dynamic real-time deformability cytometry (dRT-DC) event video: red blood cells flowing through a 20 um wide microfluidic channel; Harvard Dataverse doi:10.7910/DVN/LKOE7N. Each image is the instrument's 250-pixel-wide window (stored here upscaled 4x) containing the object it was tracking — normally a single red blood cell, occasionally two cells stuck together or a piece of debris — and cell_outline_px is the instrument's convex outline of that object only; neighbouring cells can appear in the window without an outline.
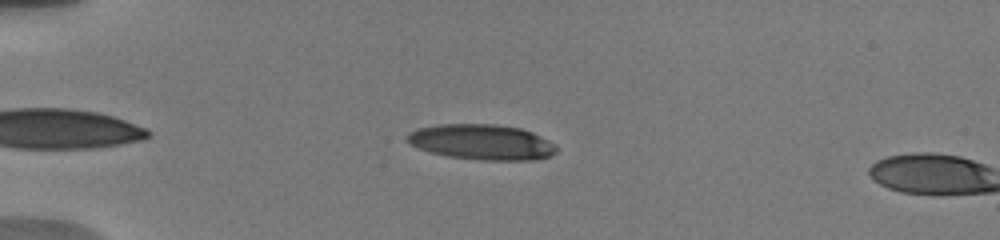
{"species": "human", "species_latin": "Homo sapiens", "temperature_condition": "warm", "stored_images_in_passage": 7, "camera_frame_rate_fps": 3000, "um_per_image_px": 0.085, "donor": {"sex": "male"}, "frame": {"image": 1, "passage_image": 5, "time_ms": 1.333, "image_size_px": [1000, 240], "cell_outline_px": [[556, 152], [548, 156], [532, 160], [484, 160], [448, 156], [432, 152], [420, 148], [404, 140], [404, 136], [408, 132], [416, 128], [440, 124], [496, 124], [520, 128], [532, 132], [556, 144]], "centroid_in_image_um": [40.92, 12.06], "position_along_channel_um": 44.1, "area_um2": 30.75}}